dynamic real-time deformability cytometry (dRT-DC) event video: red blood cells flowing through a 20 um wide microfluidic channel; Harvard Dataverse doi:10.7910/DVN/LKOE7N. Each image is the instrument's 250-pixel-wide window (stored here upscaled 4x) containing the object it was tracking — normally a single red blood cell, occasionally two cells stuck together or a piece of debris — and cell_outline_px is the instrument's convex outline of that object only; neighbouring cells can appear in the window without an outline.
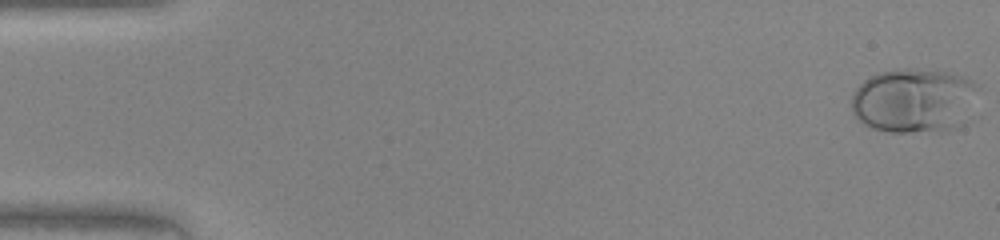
{"species": "human", "species_latin": "Homo sapiens", "temperature_condition": "warm", "stored_images_in_passage": 47, "camera_frame_rate_fps": 3000, "um_per_image_px": 0.085, "donor": {"sex": "female"}, "frame": {"image": 1, "passage_image": 1, "time_ms": 0.0, "image_size_px": [1000, 240], "cell_outline_px": [[980, 88], [964, 124], [956, 128], [944, 132], [888, 132], [872, 128], [864, 124], [852, 112], [852, 92], [868, 76], [880, 72], [896, 68], [916, 68], [948, 72], [964, 76], [980, 84]], "centroid_in_image_um": [77.72, 8.54], "position_along_channel_um": 7.3, "area_um2": 48.73}}
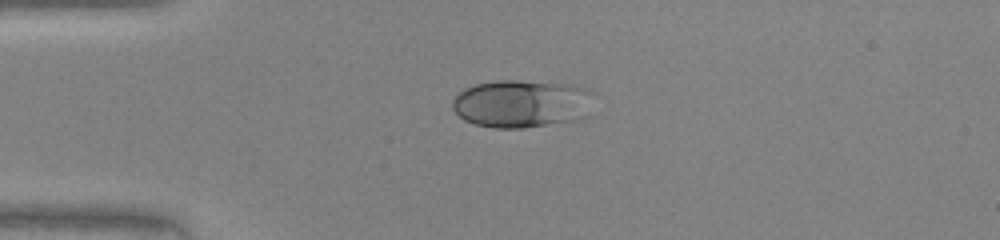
{"frame": {"image": 2, "passage_image": 12, "time_ms": 3.667, "image_size_px": [1000, 240], "cell_outline_px": [[592, 92], [588, 116], [572, 120], [524, 128], [496, 128], [476, 124], [464, 120], [452, 108], [452, 100], [464, 88], [476, 84], [500, 80], [516, 80], [568, 84], [584, 88]], "centroid_in_image_um": [44.32, 8.81], "position_along_channel_um": 40.7, "area_um2": 39.19}}
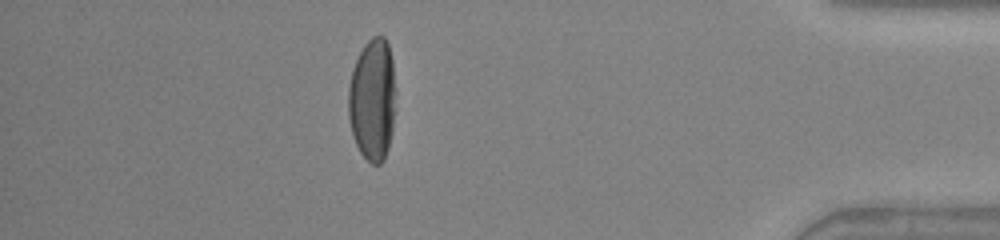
{"frame": {"image": 3, "passage_image": 42, "time_ms": 13.667, "image_size_px": [1000, 240], "cell_outline_px": [[392, 132], [388, 148], [384, 160], [380, 164], [372, 164], [360, 152], [352, 136], [348, 116], [348, 88], [352, 68], [364, 44], [372, 36], [384, 36], [388, 44], [392, 60]], "centroid_in_image_um": [31.6, 8.48], "position_along_channel_um": 403.6, "area_um2": 33.12}}